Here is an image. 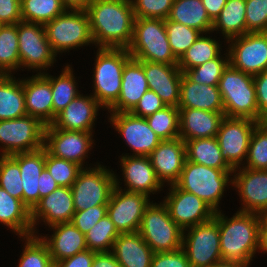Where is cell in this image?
<instances>
[{
  "mask_svg": "<svg viewBox=\"0 0 267 267\" xmlns=\"http://www.w3.org/2000/svg\"><path fill=\"white\" fill-rule=\"evenodd\" d=\"M86 12L98 48H128L135 20L131 0H94Z\"/></svg>",
  "mask_w": 267,
  "mask_h": 267,
  "instance_id": "1",
  "label": "cell"
},
{
  "mask_svg": "<svg viewBox=\"0 0 267 267\" xmlns=\"http://www.w3.org/2000/svg\"><path fill=\"white\" fill-rule=\"evenodd\" d=\"M214 218L219 226L222 260L238 262L248 267L259 246L260 215L237 211L228 219L219 210Z\"/></svg>",
  "mask_w": 267,
  "mask_h": 267,
  "instance_id": "2",
  "label": "cell"
},
{
  "mask_svg": "<svg viewBox=\"0 0 267 267\" xmlns=\"http://www.w3.org/2000/svg\"><path fill=\"white\" fill-rule=\"evenodd\" d=\"M127 50L138 61L178 64L171 51L163 19L135 18L132 40Z\"/></svg>",
  "mask_w": 267,
  "mask_h": 267,
  "instance_id": "3",
  "label": "cell"
},
{
  "mask_svg": "<svg viewBox=\"0 0 267 267\" xmlns=\"http://www.w3.org/2000/svg\"><path fill=\"white\" fill-rule=\"evenodd\" d=\"M218 89L225 116L248 118L259 122L253 75L244 73L228 64L222 72Z\"/></svg>",
  "mask_w": 267,
  "mask_h": 267,
  "instance_id": "4",
  "label": "cell"
},
{
  "mask_svg": "<svg viewBox=\"0 0 267 267\" xmlns=\"http://www.w3.org/2000/svg\"><path fill=\"white\" fill-rule=\"evenodd\" d=\"M94 70V94L102 107L110 109L118 100L122 72L132 58L126 48H99Z\"/></svg>",
  "mask_w": 267,
  "mask_h": 267,
  "instance_id": "5",
  "label": "cell"
},
{
  "mask_svg": "<svg viewBox=\"0 0 267 267\" xmlns=\"http://www.w3.org/2000/svg\"><path fill=\"white\" fill-rule=\"evenodd\" d=\"M231 173L233 169L210 168L186 159L176 185L195 194L217 212L226 185L233 182L229 179Z\"/></svg>",
  "mask_w": 267,
  "mask_h": 267,
  "instance_id": "6",
  "label": "cell"
},
{
  "mask_svg": "<svg viewBox=\"0 0 267 267\" xmlns=\"http://www.w3.org/2000/svg\"><path fill=\"white\" fill-rule=\"evenodd\" d=\"M138 232L154 253L182 248L183 230L170 218L164 203L146 207Z\"/></svg>",
  "mask_w": 267,
  "mask_h": 267,
  "instance_id": "7",
  "label": "cell"
},
{
  "mask_svg": "<svg viewBox=\"0 0 267 267\" xmlns=\"http://www.w3.org/2000/svg\"><path fill=\"white\" fill-rule=\"evenodd\" d=\"M53 52L94 43L86 10H70L43 25Z\"/></svg>",
  "mask_w": 267,
  "mask_h": 267,
  "instance_id": "8",
  "label": "cell"
},
{
  "mask_svg": "<svg viewBox=\"0 0 267 267\" xmlns=\"http://www.w3.org/2000/svg\"><path fill=\"white\" fill-rule=\"evenodd\" d=\"M115 178L114 173L101 165L83 168L70 187L75 211L107 205L115 187Z\"/></svg>",
  "mask_w": 267,
  "mask_h": 267,
  "instance_id": "9",
  "label": "cell"
},
{
  "mask_svg": "<svg viewBox=\"0 0 267 267\" xmlns=\"http://www.w3.org/2000/svg\"><path fill=\"white\" fill-rule=\"evenodd\" d=\"M45 127L36 117L26 115L0 121L1 155L32 152L44 147Z\"/></svg>",
  "mask_w": 267,
  "mask_h": 267,
  "instance_id": "10",
  "label": "cell"
},
{
  "mask_svg": "<svg viewBox=\"0 0 267 267\" xmlns=\"http://www.w3.org/2000/svg\"><path fill=\"white\" fill-rule=\"evenodd\" d=\"M189 229L187 236L184 230ZM183 230L182 249L191 267H211L222 260L218 221L213 218Z\"/></svg>",
  "mask_w": 267,
  "mask_h": 267,
  "instance_id": "11",
  "label": "cell"
},
{
  "mask_svg": "<svg viewBox=\"0 0 267 267\" xmlns=\"http://www.w3.org/2000/svg\"><path fill=\"white\" fill-rule=\"evenodd\" d=\"M258 123L248 118H223L216 138L222 158L233 169V173L238 171V167L241 168L243 159H247L250 139Z\"/></svg>",
  "mask_w": 267,
  "mask_h": 267,
  "instance_id": "12",
  "label": "cell"
},
{
  "mask_svg": "<svg viewBox=\"0 0 267 267\" xmlns=\"http://www.w3.org/2000/svg\"><path fill=\"white\" fill-rule=\"evenodd\" d=\"M118 179L107 204V215L119 234L139 231L149 196L143 193L122 191Z\"/></svg>",
  "mask_w": 267,
  "mask_h": 267,
  "instance_id": "13",
  "label": "cell"
},
{
  "mask_svg": "<svg viewBox=\"0 0 267 267\" xmlns=\"http://www.w3.org/2000/svg\"><path fill=\"white\" fill-rule=\"evenodd\" d=\"M227 42L232 43L227 54L232 67L253 76L267 69V32H249Z\"/></svg>",
  "mask_w": 267,
  "mask_h": 267,
  "instance_id": "14",
  "label": "cell"
},
{
  "mask_svg": "<svg viewBox=\"0 0 267 267\" xmlns=\"http://www.w3.org/2000/svg\"><path fill=\"white\" fill-rule=\"evenodd\" d=\"M18 41L20 67L45 70L53 65L56 54L47 40L43 24L18 22Z\"/></svg>",
  "mask_w": 267,
  "mask_h": 267,
  "instance_id": "15",
  "label": "cell"
},
{
  "mask_svg": "<svg viewBox=\"0 0 267 267\" xmlns=\"http://www.w3.org/2000/svg\"><path fill=\"white\" fill-rule=\"evenodd\" d=\"M163 203L170 218L182 229L202 224L214 218L216 211L193 193L171 185Z\"/></svg>",
  "mask_w": 267,
  "mask_h": 267,
  "instance_id": "16",
  "label": "cell"
},
{
  "mask_svg": "<svg viewBox=\"0 0 267 267\" xmlns=\"http://www.w3.org/2000/svg\"><path fill=\"white\" fill-rule=\"evenodd\" d=\"M92 132L63 130L51 124L45 127L44 148L54 157L74 162L81 167L91 149Z\"/></svg>",
  "mask_w": 267,
  "mask_h": 267,
  "instance_id": "17",
  "label": "cell"
},
{
  "mask_svg": "<svg viewBox=\"0 0 267 267\" xmlns=\"http://www.w3.org/2000/svg\"><path fill=\"white\" fill-rule=\"evenodd\" d=\"M110 122L135 156H148L162 141L143 117L131 112H112Z\"/></svg>",
  "mask_w": 267,
  "mask_h": 267,
  "instance_id": "18",
  "label": "cell"
},
{
  "mask_svg": "<svg viewBox=\"0 0 267 267\" xmlns=\"http://www.w3.org/2000/svg\"><path fill=\"white\" fill-rule=\"evenodd\" d=\"M148 157L161 184L175 185L186 161L185 141L179 137L163 140Z\"/></svg>",
  "mask_w": 267,
  "mask_h": 267,
  "instance_id": "19",
  "label": "cell"
},
{
  "mask_svg": "<svg viewBox=\"0 0 267 267\" xmlns=\"http://www.w3.org/2000/svg\"><path fill=\"white\" fill-rule=\"evenodd\" d=\"M241 169L232 178L244 204L240 211L267 214V170Z\"/></svg>",
  "mask_w": 267,
  "mask_h": 267,
  "instance_id": "20",
  "label": "cell"
},
{
  "mask_svg": "<svg viewBox=\"0 0 267 267\" xmlns=\"http://www.w3.org/2000/svg\"><path fill=\"white\" fill-rule=\"evenodd\" d=\"M149 90L154 91L166 106L178 107L183 72L178 65L143 61Z\"/></svg>",
  "mask_w": 267,
  "mask_h": 267,
  "instance_id": "21",
  "label": "cell"
},
{
  "mask_svg": "<svg viewBox=\"0 0 267 267\" xmlns=\"http://www.w3.org/2000/svg\"><path fill=\"white\" fill-rule=\"evenodd\" d=\"M74 213L71 188L59 186L50 194L42 197L31 210V223L34 228L40 218L49 226L71 222Z\"/></svg>",
  "mask_w": 267,
  "mask_h": 267,
  "instance_id": "22",
  "label": "cell"
},
{
  "mask_svg": "<svg viewBox=\"0 0 267 267\" xmlns=\"http://www.w3.org/2000/svg\"><path fill=\"white\" fill-rule=\"evenodd\" d=\"M99 107L102 106L92 95L79 94L56 115L51 125L63 130L91 132Z\"/></svg>",
  "mask_w": 267,
  "mask_h": 267,
  "instance_id": "23",
  "label": "cell"
},
{
  "mask_svg": "<svg viewBox=\"0 0 267 267\" xmlns=\"http://www.w3.org/2000/svg\"><path fill=\"white\" fill-rule=\"evenodd\" d=\"M224 112L179 108V138L184 141L216 137Z\"/></svg>",
  "mask_w": 267,
  "mask_h": 267,
  "instance_id": "24",
  "label": "cell"
},
{
  "mask_svg": "<svg viewBox=\"0 0 267 267\" xmlns=\"http://www.w3.org/2000/svg\"><path fill=\"white\" fill-rule=\"evenodd\" d=\"M147 90L149 87L143 61L131 58L124 66L121 91L117 102L109 109L110 112H131Z\"/></svg>",
  "mask_w": 267,
  "mask_h": 267,
  "instance_id": "25",
  "label": "cell"
},
{
  "mask_svg": "<svg viewBox=\"0 0 267 267\" xmlns=\"http://www.w3.org/2000/svg\"><path fill=\"white\" fill-rule=\"evenodd\" d=\"M126 191L149 195L162 187L148 156H122L120 158Z\"/></svg>",
  "mask_w": 267,
  "mask_h": 267,
  "instance_id": "26",
  "label": "cell"
},
{
  "mask_svg": "<svg viewBox=\"0 0 267 267\" xmlns=\"http://www.w3.org/2000/svg\"><path fill=\"white\" fill-rule=\"evenodd\" d=\"M27 115L36 117L44 125L53 122V100L50 82L41 71L30 79L22 80Z\"/></svg>",
  "mask_w": 267,
  "mask_h": 267,
  "instance_id": "27",
  "label": "cell"
},
{
  "mask_svg": "<svg viewBox=\"0 0 267 267\" xmlns=\"http://www.w3.org/2000/svg\"><path fill=\"white\" fill-rule=\"evenodd\" d=\"M19 164L23 187V203L32 210L40 201L39 177L45 168V148L11 155Z\"/></svg>",
  "mask_w": 267,
  "mask_h": 267,
  "instance_id": "28",
  "label": "cell"
},
{
  "mask_svg": "<svg viewBox=\"0 0 267 267\" xmlns=\"http://www.w3.org/2000/svg\"><path fill=\"white\" fill-rule=\"evenodd\" d=\"M49 227L54 229L52 237L40 236V239L47 245L54 263L87 249L85 234L81 233L72 222L58 223Z\"/></svg>",
  "mask_w": 267,
  "mask_h": 267,
  "instance_id": "29",
  "label": "cell"
},
{
  "mask_svg": "<svg viewBox=\"0 0 267 267\" xmlns=\"http://www.w3.org/2000/svg\"><path fill=\"white\" fill-rule=\"evenodd\" d=\"M112 250L121 267H151L154 252L138 231L119 234Z\"/></svg>",
  "mask_w": 267,
  "mask_h": 267,
  "instance_id": "30",
  "label": "cell"
},
{
  "mask_svg": "<svg viewBox=\"0 0 267 267\" xmlns=\"http://www.w3.org/2000/svg\"><path fill=\"white\" fill-rule=\"evenodd\" d=\"M178 108L201 109L210 112H224L218 86L197 84L184 74L180 84Z\"/></svg>",
  "mask_w": 267,
  "mask_h": 267,
  "instance_id": "31",
  "label": "cell"
},
{
  "mask_svg": "<svg viewBox=\"0 0 267 267\" xmlns=\"http://www.w3.org/2000/svg\"><path fill=\"white\" fill-rule=\"evenodd\" d=\"M0 222L14 230L20 237L34 235L31 210L19 199L0 187Z\"/></svg>",
  "mask_w": 267,
  "mask_h": 267,
  "instance_id": "32",
  "label": "cell"
},
{
  "mask_svg": "<svg viewBox=\"0 0 267 267\" xmlns=\"http://www.w3.org/2000/svg\"><path fill=\"white\" fill-rule=\"evenodd\" d=\"M27 115L22 80L0 75V121L17 119Z\"/></svg>",
  "mask_w": 267,
  "mask_h": 267,
  "instance_id": "33",
  "label": "cell"
},
{
  "mask_svg": "<svg viewBox=\"0 0 267 267\" xmlns=\"http://www.w3.org/2000/svg\"><path fill=\"white\" fill-rule=\"evenodd\" d=\"M168 19L197 29L202 33L212 31L213 21L201 0H175Z\"/></svg>",
  "mask_w": 267,
  "mask_h": 267,
  "instance_id": "34",
  "label": "cell"
},
{
  "mask_svg": "<svg viewBox=\"0 0 267 267\" xmlns=\"http://www.w3.org/2000/svg\"><path fill=\"white\" fill-rule=\"evenodd\" d=\"M245 0H227L219 16L214 20L212 32L220 31L231 39L247 33Z\"/></svg>",
  "mask_w": 267,
  "mask_h": 267,
  "instance_id": "35",
  "label": "cell"
},
{
  "mask_svg": "<svg viewBox=\"0 0 267 267\" xmlns=\"http://www.w3.org/2000/svg\"><path fill=\"white\" fill-rule=\"evenodd\" d=\"M186 159L210 168L232 169L222 158L216 137L185 141Z\"/></svg>",
  "mask_w": 267,
  "mask_h": 267,
  "instance_id": "36",
  "label": "cell"
},
{
  "mask_svg": "<svg viewBox=\"0 0 267 267\" xmlns=\"http://www.w3.org/2000/svg\"><path fill=\"white\" fill-rule=\"evenodd\" d=\"M72 68L67 65L59 77H52L41 73L51 84L53 100V121L58 113L74 100L80 93L76 89Z\"/></svg>",
  "mask_w": 267,
  "mask_h": 267,
  "instance_id": "37",
  "label": "cell"
},
{
  "mask_svg": "<svg viewBox=\"0 0 267 267\" xmlns=\"http://www.w3.org/2000/svg\"><path fill=\"white\" fill-rule=\"evenodd\" d=\"M18 23L0 25V75L20 68Z\"/></svg>",
  "mask_w": 267,
  "mask_h": 267,
  "instance_id": "38",
  "label": "cell"
},
{
  "mask_svg": "<svg viewBox=\"0 0 267 267\" xmlns=\"http://www.w3.org/2000/svg\"><path fill=\"white\" fill-rule=\"evenodd\" d=\"M22 21L46 24L67 9L61 0H20Z\"/></svg>",
  "mask_w": 267,
  "mask_h": 267,
  "instance_id": "39",
  "label": "cell"
},
{
  "mask_svg": "<svg viewBox=\"0 0 267 267\" xmlns=\"http://www.w3.org/2000/svg\"><path fill=\"white\" fill-rule=\"evenodd\" d=\"M220 45L215 39L200 35L195 43L178 60L182 72L204 64L220 54Z\"/></svg>",
  "mask_w": 267,
  "mask_h": 267,
  "instance_id": "40",
  "label": "cell"
},
{
  "mask_svg": "<svg viewBox=\"0 0 267 267\" xmlns=\"http://www.w3.org/2000/svg\"><path fill=\"white\" fill-rule=\"evenodd\" d=\"M150 128L163 140L179 137V108L166 106L145 118Z\"/></svg>",
  "mask_w": 267,
  "mask_h": 267,
  "instance_id": "41",
  "label": "cell"
},
{
  "mask_svg": "<svg viewBox=\"0 0 267 267\" xmlns=\"http://www.w3.org/2000/svg\"><path fill=\"white\" fill-rule=\"evenodd\" d=\"M118 236L114 223L106 215L85 234L87 249L95 252H110Z\"/></svg>",
  "mask_w": 267,
  "mask_h": 267,
  "instance_id": "42",
  "label": "cell"
},
{
  "mask_svg": "<svg viewBox=\"0 0 267 267\" xmlns=\"http://www.w3.org/2000/svg\"><path fill=\"white\" fill-rule=\"evenodd\" d=\"M165 28L171 51L177 60L183 56L202 34L197 29L170 21L168 18L165 20Z\"/></svg>",
  "mask_w": 267,
  "mask_h": 267,
  "instance_id": "43",
  "label": "cell"
},
{
  "mask_svg": "<svg viewBox=\"0 0 267 267\" xmlns=\"http://www.w3.org/2000/svg\"><path fill=\"white\" fill-rule=\"evenodd\" d=\"M229 64V57L221 58L220 54L208 62L192 69L185 70L183 74L192 82L203 85L218 86L223 70Z\"/></svg>",
  "mask_w": 267,
  "mask_h": 267,
  "instance_id": "44",
  "label": "cell"
},
{
  "mask_svg": "<svg viewBox=\"0 0 267 267\" xmlns=\"http://www.w3.org/2000/svg\"><path fill=\"white\" fill-rule=\"evenodd\" d=\"M24 239H26V245L18 267H54L48 247L39 236L34 234Z\"/></svg>",
  "mask_w": 267,
  "mask_h": 267,
  "instance_id": "45",
  "label": "cell"
},
{
  "mask_svg": "<svg viewBox=\"0 0 267 267\" xmlns=\"http://www.w3.org/2000/svg\"><path fill=\"white\" fill-rule=\"evenodd\" d=\"M18 162L11 155L0 156V187L23 202V187Z\"/></svg>",
  "mask_w": 267,
  "mask_h": 267,
  "instance_id": "46",
  "label": "cell"
},
{
  "mask_svg": "<svg viewBox=\"0 0 267 267\" xmlns=\"http://www.w3.org/2000/svg\"><path fill=\"white\" fill-rule=\"evenodd\" d=\"M84 167L49 154L45 149V169L61 187H71Z\"/></svg>",
  "mask_w": 267,
  "mask_h": 267,
  "instance_id": "47",
  "label": "cell"
},
{
  "mask_svg": "<svg viewBox=\"0 0 267 267\" xmlns=\"http://www.w3.org/2000/svg\"><path fill=\"white\" fill-rule=\"evenodd\" d=\"M245 168L267 170V129L258 123L250 139Z\"/></svg>",
  "mask_w": 267,
  "mask_h": 267,
  "instance_id": "48",
  "label": "cell"
},
{
  "mask_svg": "<svg viewBox=\"0 0 267 267\" xmlns=\"http://www.w3.org/2000/svg\"><path fill=\"white\" fill-rule=\"evenodd\" d=\"M175 0H131L135 18L166 20Z\"/></svg>",
  "mask_w": 267,
  "mask_h": 267,
  "instance_id": "49",
  "label": "cell"
},
{
  "mask_svg": "<svg viewBox=\"0 0 267 267\" xmlns=\"http://www.w3.org/2000/svg\"><path fill=\"white\" fill-rule=\"evenodd\" d=\"M246 25L249 32H267V0H245Z\"/></svg>",
  "mask_w": 267,
  "mask_h": 267,
  "instance_id": "50",
  "label": "cell"
},
{
  "mask_svg": "<svg viewBox=\"0 0 267 267\" xmlns=\"http://www.w3.org/2000/svg\"><path fill=\"white\" fill-rule=\"evenodd\" d=\"M107 215V205H98L86 210L75 211L72 224L83 234H86L100 219Z\"/></svg>",
  "mask_w": 267,
  "mask_h": 267,
  "instance_id": "51",
  "label": "cell"
},
{
  "mask_svg": "<svg viewBox=\"0 0 267 267\" xmlns=\"http://www.w3.org/2000/svg\"><path fill=\"white\" fill-rule=\"evenodd\" d=\"M165 107L166 104L154 91L147 90L131 113L146 118Z\"/></svg>",
  "mask_w": 267,
  "mask_h": 267,
  "instance_id": "52",
  "label": "cell"
},
{
  "mask_svg": "<svg viewBox=\"0 0 267 267\" xmlns=\"http://www.w3.org/2000/svg\"><path fill=\"white\" fill-rule=\"evenodd\" d=\"M151 267H191L182 248L171 252L154 253Z\"/></svg>",
  "mask_w": 267,
  "mask_h": 267,
  "instance_id": "53",
  "label": "cell"
},
{
  "mask_svg": "<svg viewBox=\"0 0 267 267\" xmlns=\"http://www.w3.org/2000/svg\"><path fill=\"white\" fill-rule=\"evenodd\" d=\"M22 21L20 0H0V25Z\"/></svg>",
  "mask_w": 267,
  "mask_h": 267,
  "instance_id": "54",
  "label": "cell"
},
{
  "mask_svg": "<svg viewBox=\"0 0 267 267\" xmlns=\"http://www.w3.org/2000/svg\"><path fill=\"white\" fill-rule=\"evenodd\" d=\"M256 99L259 110V123L262 116L267 113V69L253 76Z\"/></svg>",
  "mask_w": 267,
  "mask_h": 267,
  "instance_id": "55",
  "label": "cell"
},
{
  "mask_svg": "<svg viewBox=\"0 0 267 267\" xmlns=\"http://www.w3.org/2000/svg\"><path fill=\"white\" fill-rule=\"evenodd\" d=\"M95 253V251L86 249L72 257L54 263V267H92Z\"/></svg>",
  "mask_w": 267,
  "mask_h": 267,
  "instance_id": "56",
  "label": "cell"
},
{
  "mask_svg": "<svg viewBox=\"0 0 267 267\" xmlns=\"http://www.w3.org/2000/svg\"><path fill=\"white\" fill-rule=\"evenodd\" d=\"M38 181H39L38 190L40 192V199L50 194L52 191H54L56 188L59 187L58 183L50 175L49 171L45 168L41 172Z\"/></svg>",
  "mask_w": 267,
  "mask_h": 267,
  "instance_id": "57",
  "label": "cell"
},
{
  "mask_svg": "<svg viewBox=\"0 0 267 267\" xmlns=\"http://www.w3.org/2000/svg\"><path fill=\"white\" fill-rule=\"evenodd\" d=\"M92 267H121L115 259L113 253L110 252H96Z\"/></svg>",
  "mask_w": 267,
  "mask_h": 267,
  "instance_id": "58",
  "label": "cell"
},
{
  "mask_svg": "<svg viewBox=\"0 0 267 267\" xmlns=\"http://www.w3.org/2000/svg\"><path fill=\"white\" fill-rule=\"evenodd\" d=\"M201 1L207 11L208 16L214 22V20L219 16L227 0H201Z\"/></svg>",
  "mask_w": 267,
  "mask_h": 267,
  "instance_id": "59",
  "label": "cell"
},
{
  "mask_svg": "<svg viewBox=\"0 0 267 267\" xmlns=\"http://www.w3.org/2000/svg\"><path fill=\"white\" fill-rule=\"evenodd\" d=\"M258 249L267 252V214L260 215Z\"/></svg>",
  "mask_w": 267,
  "mask_h": 267,
  "instance_id": "60",
  "label": "cell"
},
{
  "mask_svg": "<svg viewBox=\"0 0 267 267\" xmlns=\"http://www.w3.org/2000/svg\"><path fill=\"white\" fill-rule=\"evenodd\" d=\"M94 0H61L67 10H86Z\"/></svg>",
  "mask_w": 267,
  "mask_h": 267,
  "instance_id": "61",
  "label": "cell"
},
{
  "mask_svg": "<svg viewBox=\"0 0 267 267\" xmlns=\"http://www.w3.org/2000/svg\"><path fill=\"white\" fill-rule=\"evenodd\" d=\"M211 267H247V266L238 262L220 260L218 262H215Z\"/></svg>",
  "mask_w": 267,
  "mask_h": 267,
  "instance_id": "62",
  "label": "cell"
},
{
  "mask_svg": "<svg viewBox=\"0 0 267 267\" xmlns=\"http://www.w3.org/2000/svg\"><path fill=\"white\" fill-rule=\"evenodd\" d=\"M260 124L267 129V113L262 116Z\"/></svg>",
  "mask_w": 267,
  "mask_h": 267,
  "instance_id": "63",
  "label": "cell"
}]
</instances>
